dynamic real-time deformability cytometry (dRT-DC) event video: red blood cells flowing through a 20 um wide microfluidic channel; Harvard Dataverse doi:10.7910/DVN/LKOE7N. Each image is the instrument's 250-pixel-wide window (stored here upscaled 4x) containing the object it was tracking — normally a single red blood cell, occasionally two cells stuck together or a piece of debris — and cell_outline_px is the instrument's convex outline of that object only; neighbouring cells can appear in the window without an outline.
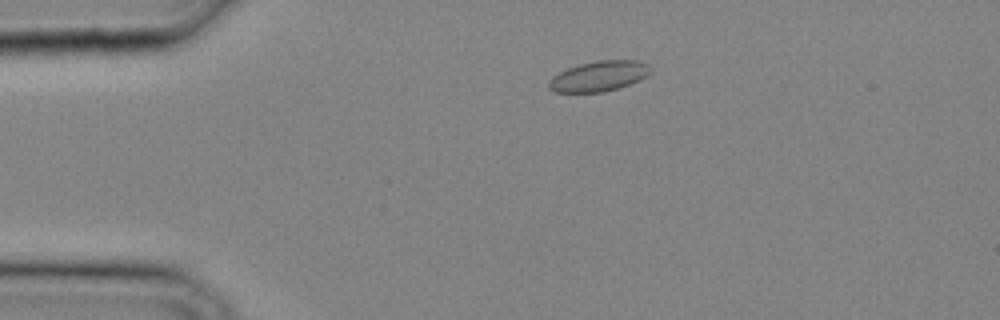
{"species": "common noctule bat (a hibernating species)", "species_latin": "Nyctalus noctula", "temperature_condition": "cold", "stored_images_in_passage": 28, "camera_frame_rate_fps": 3000, "um_per_image_px": 0.085, "animal": {"sex": "male", "body_mass_g": 20.4}, "frame": {"image": 1, "passage_image": 5, "time_ms": 1.333, "image_size_px": [1000, 320], "cell_outline_px": [[652, 72], [640, 80], [604, 92], [556, 92], [548, 88], [548, 80], [552, 76], [568, 68], [580, 64], [600, 60], [636, 60], [648, 64], [652, 68]], "centroid_in_image_um": [50.91, 6.47], "position_along_channel_um": 34.1, "area_um2": 17.92}}
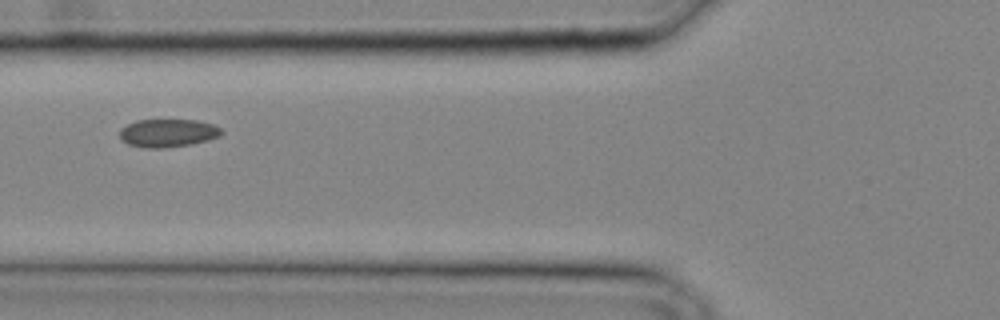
{"frame": {"image": 2, "passage_image": 11, "time_ms": 3.333, "image_size_px": [1000, 320], "cell_outline_px": [[224, 132], [220, 136], [208, 140], [192, 144], [164, 148], [144, 148], [128, 144], [120, 140], [120, 128], [136, 120], [196, 120], [212, 124], [220, 128]], "centroid_in_image_um": [14.25, 11.31], "position_along_channel_um": 111.5, "area_um2": 16.76}}
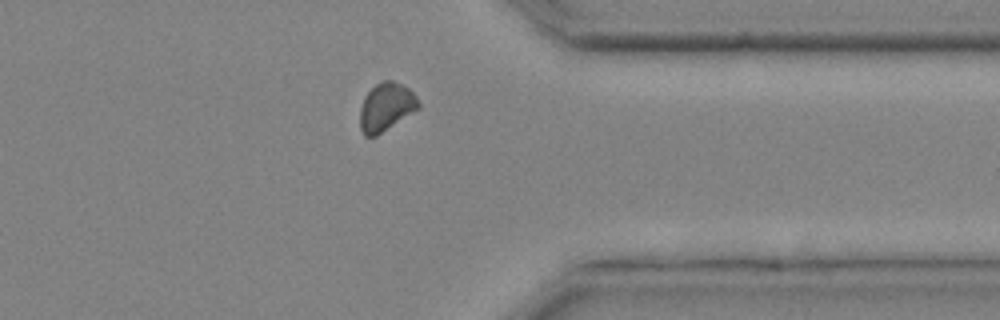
{"frame": {"image": 3, "passage_image": 25, "time_ms": 8.0, "image_size_px": [1000, 320], "cell_outline_px": [[420, 108], [376, 136], [364, 136], [360, 128], [360, 108], [364, 96], [376, 84], [384, 80], [392, 80], [408, 88], [416, 96], [420, 104]], "centroid_in_image_um": [32.81, 9.1], "position_along_channel_um": 378.6, "area_um2": 16.36}}